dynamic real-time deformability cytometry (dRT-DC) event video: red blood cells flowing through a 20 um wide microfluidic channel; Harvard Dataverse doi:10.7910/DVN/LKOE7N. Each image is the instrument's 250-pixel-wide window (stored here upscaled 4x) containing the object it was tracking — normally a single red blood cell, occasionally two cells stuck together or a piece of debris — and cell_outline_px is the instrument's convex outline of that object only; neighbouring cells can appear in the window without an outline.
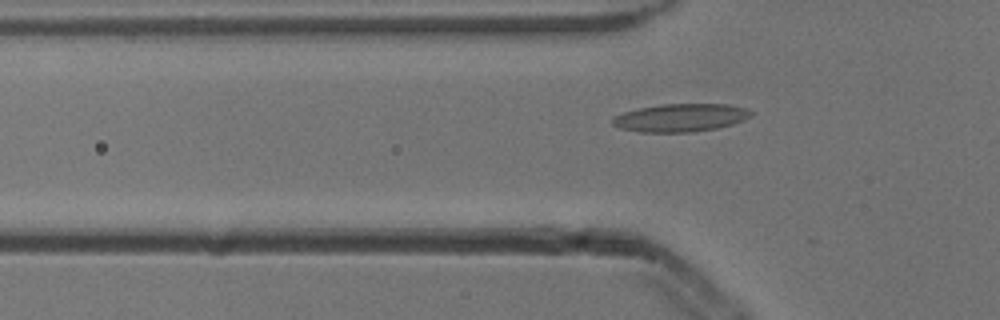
{"species": "common noctule bat (a hibernating species)", "species_latin": "Nyctalus noctula", "temperature_condition": "cold", "stored_images_in_passage": 2, "camera_frame_rate_fps": 3000, "um_per_image_px": 0.085, "animal": {"sex": "male", "body_mass_g": 13.3}, "frame": {"image": 1, "passage_image": 2, "time_ms": 0.333, "image_size_px": [1000, 320], "cell_outline_px": [[752, 116], [744, 120], [732, 124], [716, 128], [692, 132], [640, 132], [620, 128], [612, 124], [612, 116], [624, 112], [640, 108], [660, 104], [728, 104], [744, 108], [752, 112]], "centroid_in_image_um": [57.83, 10.0], "position_along_channel_um": 68.0, "area_um2": 22.54}}